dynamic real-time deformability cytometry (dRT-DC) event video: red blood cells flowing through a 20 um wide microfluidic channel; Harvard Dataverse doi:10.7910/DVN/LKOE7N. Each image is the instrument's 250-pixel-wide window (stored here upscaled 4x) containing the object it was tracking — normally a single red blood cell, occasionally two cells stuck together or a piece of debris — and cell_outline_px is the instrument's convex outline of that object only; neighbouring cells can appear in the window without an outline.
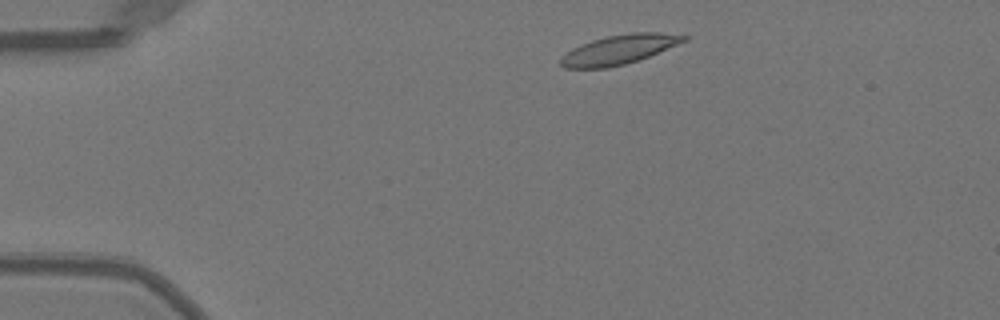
{"species": "Egyptian fruit bat (a non-hibernating species)", "species_latin": "Rousettus aegyptiacus", "temperature_condition": "warm", "stored_images_in_passage": 10, "camera_frame_rate_fps": 3000, "um_per_image_px": 0.085, "animal": {"sex": "female"}, "frame": {"image": 1, "passage_image": 3, "time_ms": 0.667, "image_size_px": [1000, 320], "cell_outline_px": [[688, 40], [648, 56], [624, 64], [608, 68], [564, 68], [560, 64], [560, 56], [572, 48], [580, 44], [592, 40], [608, 36], [628, 32], [660, 32], [688, 36]], "centroid_in_image_um": [52.58, 4.2], "position_along_channel_um": 32.4, "area_um2": 21.04}}